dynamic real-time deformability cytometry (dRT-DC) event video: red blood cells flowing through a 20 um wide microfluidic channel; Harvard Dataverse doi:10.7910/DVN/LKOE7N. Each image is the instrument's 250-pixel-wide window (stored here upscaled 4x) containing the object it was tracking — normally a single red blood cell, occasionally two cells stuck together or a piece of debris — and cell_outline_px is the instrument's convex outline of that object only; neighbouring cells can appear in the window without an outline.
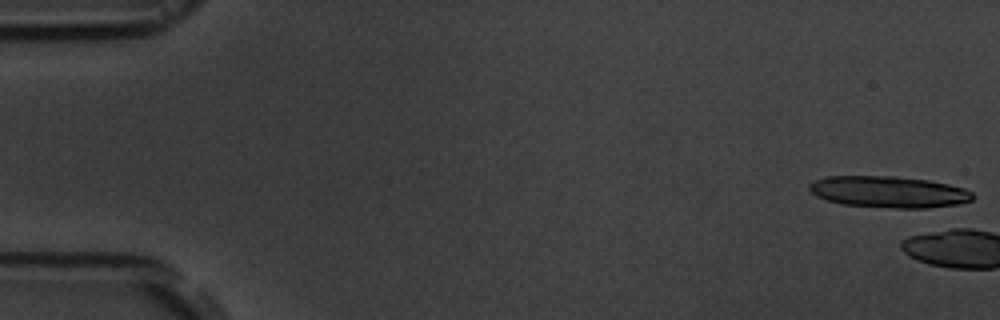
{"species": "common noctule bat (a hibernating species)", "species_latin": "Nyctalus noctula", "temperature_condition": "room temperature", "stored_images_in_passage": 4, "camera_frame_rate_fps": 3000, "um_per_image_px": 0.085, "animal": {"sex": "male", "body_mass_g": 19.5, "forearm_length_mm": 54.6}, "frame": {"image": 1, "passage_image": 1, "time_ms": 0.0, "image_size_px": [1000, 320], "cell_outline_px": [[976, 196], [972, 200], [956, 204], [928, 208], [896, 208], [840, 204], [816, 196], [808, 188], [808, 184], [816, 180], [828, 176], [896, 176], [928, 180], [948, 184], [964, 188], [972, 192]], "centroid_in_image_um": [75.55, 16.31], "position_along_channel_um": 9.4, "area_um2": 30.0}}